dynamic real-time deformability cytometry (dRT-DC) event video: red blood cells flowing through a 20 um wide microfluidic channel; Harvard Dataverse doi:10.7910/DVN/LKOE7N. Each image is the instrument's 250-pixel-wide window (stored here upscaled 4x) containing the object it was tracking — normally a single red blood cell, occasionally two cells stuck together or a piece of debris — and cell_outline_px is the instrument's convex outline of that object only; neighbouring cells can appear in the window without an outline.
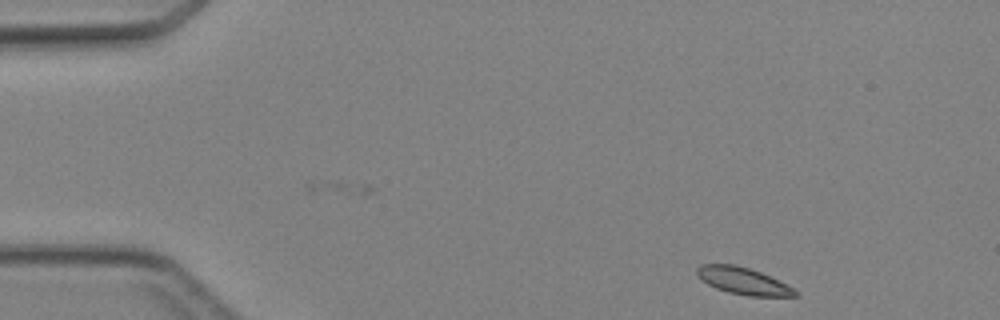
{"species": "Egyptian fruit bat (a non-hibernating species)", "species_latin": "Rousettus aegyptiacus", "temperature_condition": "cold", "stored_images_in_passage": 4, "camera_frame_rate_fps": 3000, "um_per_image_px": 0.085, "animal": {"sex": "female"}, "frame": {"image": 1, "passage_image": 4, "time_ms": 4.667, "image_size_px": [1000, 320], "cell_outline_px": [[800, 296], [748, 296], [728, 292], [716, 288], [700, 280], [696, 276], [696, 268], [700, 264], [736, 264], [760, 272], [792, 288]], "centroid_in_image_um": [63.07, 23.87], "position_along_channel_um": 21.9, "area_um2": 15.26}}